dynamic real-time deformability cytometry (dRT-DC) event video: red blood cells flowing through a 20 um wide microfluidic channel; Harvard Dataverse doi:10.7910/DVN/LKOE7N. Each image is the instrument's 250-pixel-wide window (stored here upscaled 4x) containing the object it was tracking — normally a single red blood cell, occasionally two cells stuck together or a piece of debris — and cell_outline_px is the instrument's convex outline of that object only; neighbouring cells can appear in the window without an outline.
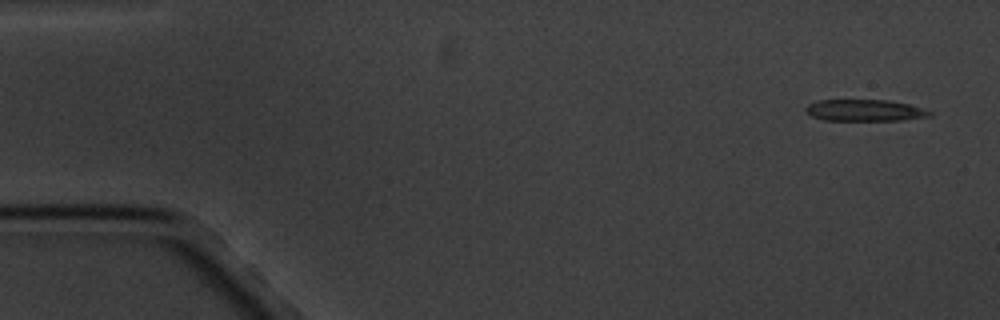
{"species": "common noctule bat (a hibernating species)", "species_latin": "Nyctalus noctula", "temperature_condition": "cold", "stored_images_in_passage": 3, "camera_frame_rate_fps": 3000, "um_per_image_px": 0.085, "animal": {"sex": "male", "body_mass_g": 20.1, "forearm_length_mm": 53.5}, "frame": {"image": 1, "passage_image": 1, "time_ms": 0.0, "image_size_px": [1000, 320], "cell_outline_px": [[932, 116], [900, 120], [824, 120], [812, 116], [804, 108], [808, 104], [816, 100], [884, 100], [908, 104], [932, 112]], "centroid_in_image_um": [73.47, 9.38], "position_along_channel_um": 11.5, "area_um2": 15.37}}